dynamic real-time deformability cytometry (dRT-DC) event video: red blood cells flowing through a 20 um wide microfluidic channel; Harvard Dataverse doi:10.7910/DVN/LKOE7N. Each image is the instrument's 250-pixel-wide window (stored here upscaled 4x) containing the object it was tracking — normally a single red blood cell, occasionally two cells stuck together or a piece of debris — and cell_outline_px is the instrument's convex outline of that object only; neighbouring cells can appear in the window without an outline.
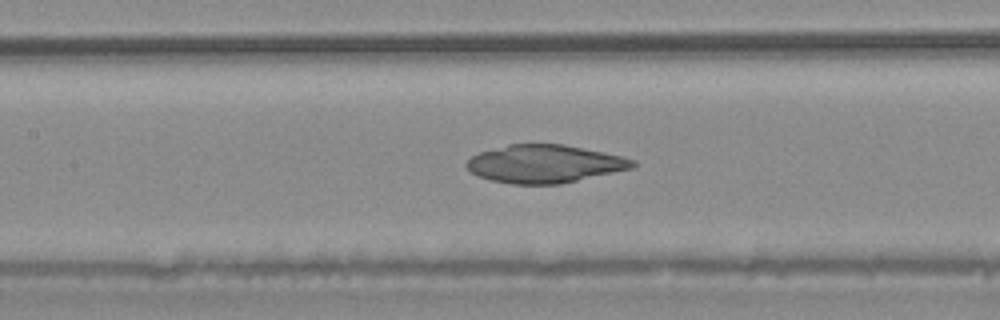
{"species": "common noctule bat (a hibernating species)", "species_latin": "Nyctalus noctula", "temperature_condition": "warm", "stored_images_in_passage": 32, "camera_frame_rate_fps": 3000, "um_per_image_px": 0.085, "animal": {"sex": "male", "body_mass_g": 20.4}, "frame": {"image": 1, "passage_image": 8, "time_ms": 2.333, "image_size_px": [1000, 320], "cell_outline_px": [[636, 164], [632, 168], [560, 184], [512, 184], [492, 180], [476, 176], [464, 164], [472, 156], [480, 152], [508, 144], [564, 144], [620, 156], [636, 160]], "centroid_in_image_um": [46.26, 13.93], "position_along_channel_um": 161.1, "area_um2": 36.47}}
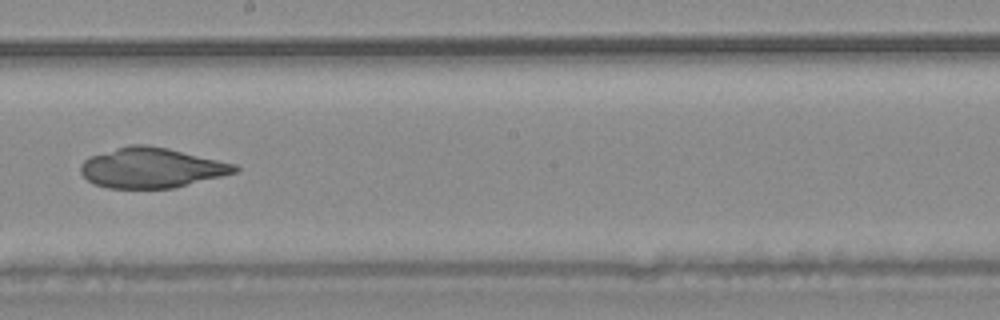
{"frame": {"image": 2, "passage_image": 13, "time_ms": 4.0, "image_size_px": [1000, 320], "cell_outline_px": [[240, 168], [236, 172], [172, 188], [108, 188], [92, 184], [80, 172], [80, 164], [84, 160], [92, 156], [128, 144], [144, 144], [168, 148], [236, 164]], "centroid_in_image_um": [12.84, 14.26], "position_along_channel_um": 235.4, "area_um2": 35.78}}